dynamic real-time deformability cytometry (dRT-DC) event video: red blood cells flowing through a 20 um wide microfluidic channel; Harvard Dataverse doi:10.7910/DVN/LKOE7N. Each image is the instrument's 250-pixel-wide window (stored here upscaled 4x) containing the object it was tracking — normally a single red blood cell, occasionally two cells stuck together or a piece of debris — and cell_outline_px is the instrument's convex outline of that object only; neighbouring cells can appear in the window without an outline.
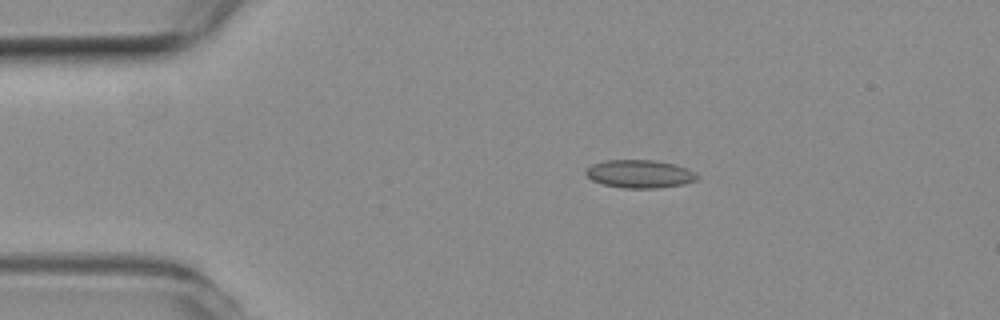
{"species": "common noctule bat (a hibernating species)", "species_latin": "Nyctalus noctula", "temperature_condition": "room temperature", "stored_images_in_passage": 10, "camera_frame_rate_fps": 3000, "um_per_image_px": 0.085, "animal": {"sex": "female", "body_mass_g": 19.3, "forearm_length_mm": 54.1}, "frame": {"image": 1, "passage_image": 2, "time_ms": 0.333, "image_size_px": [1000, 320], "cell_outline_px": [[700, 176], [696, 180], [684, 184], [656, 188], [624, 188], [604, 184], [592, 180], [584, 172], [592, 164], [604, 160], [656, 160], [688, 168], [696, 172]], "centroid_in_image_um": [54.4, 14.78], "position_along_channel_um": 30.6, "area_um2": 18.21}}
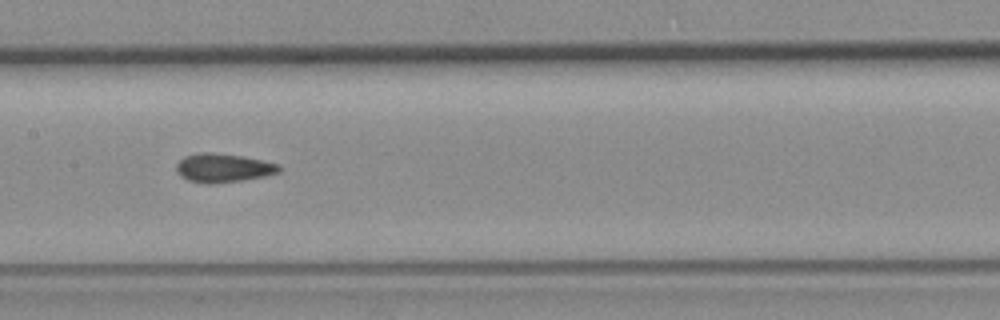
{"frame": {"image": 2, "passage_image": 7, "time_ms": 2.0, "image_size_px": [1000, 320], "cell_outline_px": [[280, 172], [264, 176], [244, 180], [212, 184], [204, 184], [188, 180], [180, 176], [176, 172], [176, 164], [184, 156], [200, 152], [212, 152], [244, 156], [280, 164]], "centroid_in_image_um": [18.95, 14.27], "position_along_channel_um": 188.4, "area_um2": 17.46}}
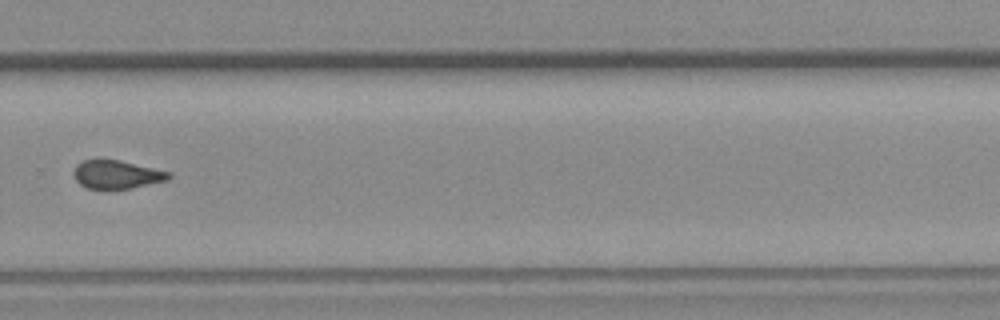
{"frame": {"image": 3, "passage_image": 10, "time_ms": 3.0, "image_size_px": [1000, 320], "cell_outline_px": [[172, 176], [168, 180], [132, 188], [108, 192], [88, 188], [80, 184], [72, 176], [72, 172], [76, 164], [84, 160], [120, 160], [172, 172]], "centroid_in_image_um": [9.91, 14.87], "position_along_channel_um": 319.9, "area_um2": 16.36}}